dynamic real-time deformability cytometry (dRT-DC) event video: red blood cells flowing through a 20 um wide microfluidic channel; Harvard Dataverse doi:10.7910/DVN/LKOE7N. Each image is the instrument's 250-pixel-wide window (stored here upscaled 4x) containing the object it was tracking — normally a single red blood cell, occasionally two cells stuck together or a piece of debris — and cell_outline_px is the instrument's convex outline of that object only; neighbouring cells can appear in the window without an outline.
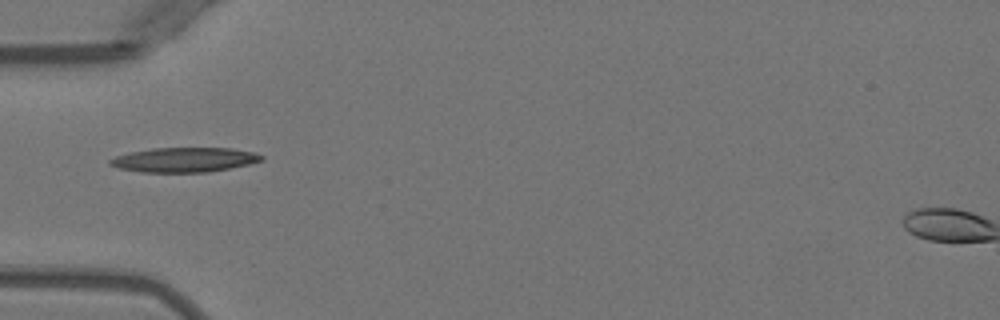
{"species": "Egyptian fruit bat (a non-hibernating species)", "species_latin": "Rousettus aegyptiacus", "temperature_condition": "warm", "stored_images_in_passage": 3, "camera_frame_rate_fps": 3000, "um_per_image_px": 0.085, "animal": {"sex": "female"}, "frame": {"image": 1, "passage_image": 2, "time_ms": 1.333, "image_size_px": [1000, 320], "cell_outline_px": [[264, 160], [248, 164], [208, 172], [140, 172], [120, 168], [108, 164], [108, 160], [116, 156], [128, 152], [152, 148], [232, 148], [256, 152], [264, 156]], "centroid_in_image_um": [15.67, 13.57], "position_along_channel_um": 69.3, "area_um2": 21.79}}
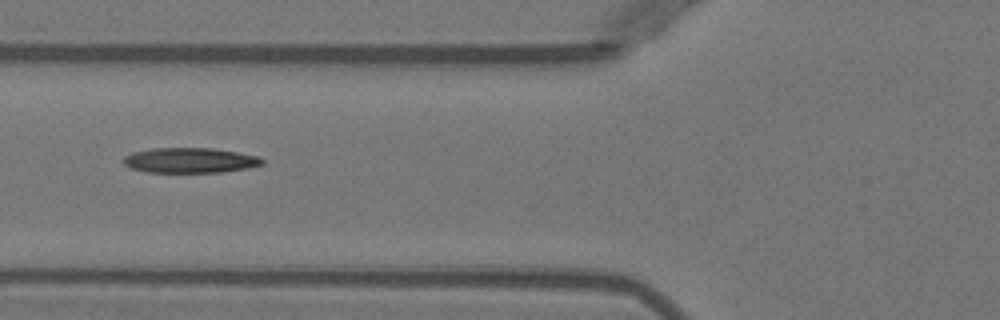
{"frame": {"image": 2, "passage_image": 3, "time_ms": 2.333, "image_size_px": [1000, 320], "cell_outline_px": [[264, 164], [248, 168], [220, 172], [148, 172], [132, 168], [124, 164], [124, 156], [132, 152], [152, 148], [212, 148], [236, 152], [256, 156], [264, 160]], "centroid_in_image_um": [16.14, 13.62], "position_along_channel_um": 109.7, "area_um2": 20.17}}